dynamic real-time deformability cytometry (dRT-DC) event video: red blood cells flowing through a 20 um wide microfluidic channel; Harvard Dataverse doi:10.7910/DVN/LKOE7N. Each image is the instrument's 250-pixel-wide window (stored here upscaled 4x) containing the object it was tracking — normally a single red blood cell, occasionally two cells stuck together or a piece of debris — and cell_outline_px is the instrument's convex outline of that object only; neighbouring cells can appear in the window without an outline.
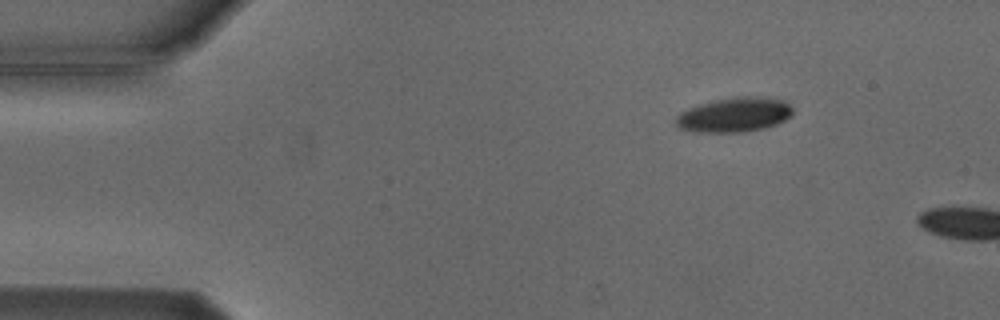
{"species": "Egyptian fruit bat (a non-hibernating species)", "species_latin": "Rousettus aegyptiacus", "temperature_condition": "cold", "stored_images_in_passage": 2, "camera_frame_rate_fps": 3000, "um_per_image_px": 0.085, "animal": {"sex": "male"}, "frame": {"image": 1, "passage_image": 1, "time_ms": 0.0, "image_size_px": [1000, 320], "cell_outline_px": [[792, 116], [776, 124], [764, 128], [744, 132], [692, 132], [680, 128], [676, 124], [676, 116], [680, 112], [688, 108], [700, 104], [716, 100], [736, 96], [748, 96], [780, 100], [788, 104], [792, 108]], "centroid_in_image_um": [62.39, 9.77], "position_along_channel_um": 22.6, "area_um2": 23.35}}